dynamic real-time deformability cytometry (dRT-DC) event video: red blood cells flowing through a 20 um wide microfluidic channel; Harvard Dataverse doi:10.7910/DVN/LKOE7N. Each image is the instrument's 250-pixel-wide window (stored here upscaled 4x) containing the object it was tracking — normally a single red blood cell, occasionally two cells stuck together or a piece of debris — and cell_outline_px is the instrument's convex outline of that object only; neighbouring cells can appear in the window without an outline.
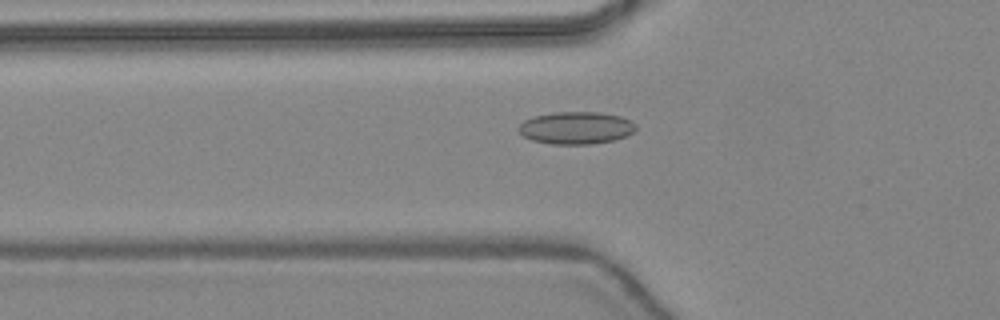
{"species": "common noctule bat (a hibernating species)", "species_latin": "Nyctalus noctula", "temperature_condition": "warm", "stored_images_in_passage": 33, "camera_frame_rate_fps": 3000, "um_per_image_px": 0.085, "animal": {"sex": "female", "body_mass_g": 24.6, "forearm_length_mm": 56.2}, "frame": {"image": 1, "passage_image": 3, "time_ms": 0.667, "image_size_px": [1000, 320], "cell_outline_px": [[636, 128], [632, 132], [624, 136], [612, 140], [592, 144], [552, 144], [532, 140], [524, 136], [516, 128], [524, 120], [532, 116], [556, 112], [600, 112], [620, 116], [632, 120], [636, 124]], "centroid_in_image_um": [48.95, 10.86], "position_along_channel_um": 76.9, "area_um2": 22.14}}
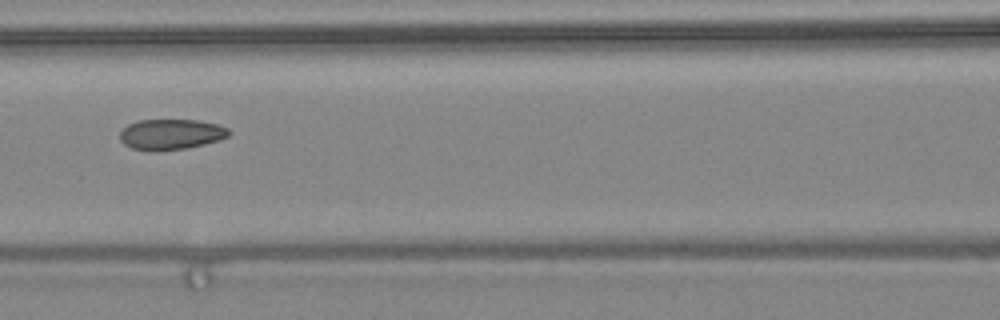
{"frame": {"image": 2, "passage_image": 8, "time_ms": 2.333, "image_size_px": [1000, 320], "cell_outline_px": [[232, 132], [228, 136], [220, 140], [188, 148], [132, 148], [124, 144], [120, 140], [120, 132], [128, 124], [140, 120], [196, 120], [216, 124], [228, 128]], "centroid_in_image_um": [14.58, 11.38], "position_along_channel_um": 152.0, "area_um2": 18.73}}
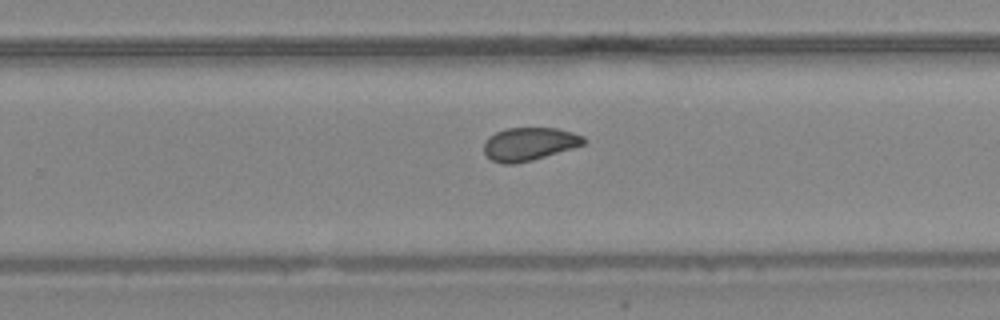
{"frame": {"image": 3, "passage_image": 17, "time_ms": 5.333, "image_size_px": [1000, 320], "cell_outline_px": [[584, 144], [572, 148], [532, 160], [516, 164], [504, 164], [492, 160], [484, 152], [484, 140], [488, 136], [504, 128], [556, 128], [572, 132], [584, 136]], "centroid_in_image_um": [44.94, 12.23], "position_along_channel_um": 284.9, "area_um2": 19.19}, "authors_computed_cell_mechanics": {"area_um2": 19.7098, "velocity_mm_per_s": 4.4561, "shape_relaxation_time_tau1_ms": null, "shape_relaxation_time_tau2_ms": 1.6652, "deformation_change_tau1": null, "deformation_change_tau2": 0.0659}}